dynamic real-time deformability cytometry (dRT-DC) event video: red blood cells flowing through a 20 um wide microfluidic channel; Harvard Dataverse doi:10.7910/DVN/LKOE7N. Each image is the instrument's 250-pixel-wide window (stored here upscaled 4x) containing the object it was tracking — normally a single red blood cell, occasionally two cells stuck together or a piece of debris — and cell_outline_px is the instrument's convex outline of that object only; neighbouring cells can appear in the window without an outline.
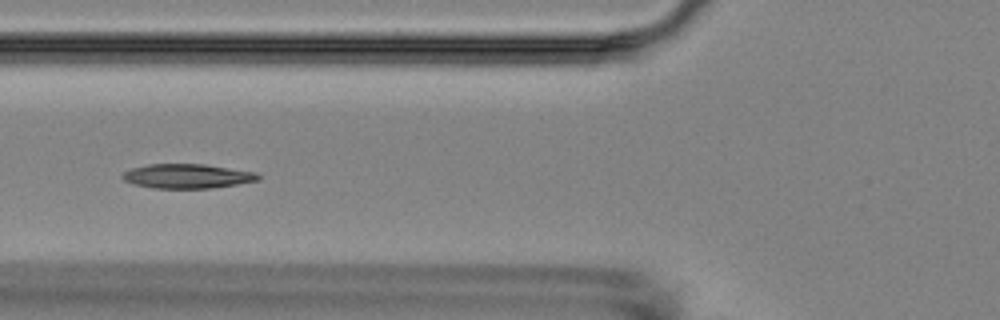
{"species": "Egyptian fruit bat (a non-hibernating species)", "species_latin": "Rousettus aegyptiacus", "temperature_condition": "room temperature", "stored_images_in_passage": 15, "camera_frame_rate_fps": 3000, "um_per_image_px": 0.085, "animal": {"sex": "female"}, "frame": {"image": 1, "passage_image": 7, "time_ms": 6.667, "image_size_px": [1000, 320], "cell_outline_px": [[260, 180], [212, 188], [152, 188], [132, 184], [124, 180], [120, 176], [124, 172], [132, 168], [148, 164], [204, 164], [256, 172], [260, 176]], "centroid_in_image_um": [15.89, 14.97], "position_along_channel_um": 109.9, "area_um2": 19.31}}
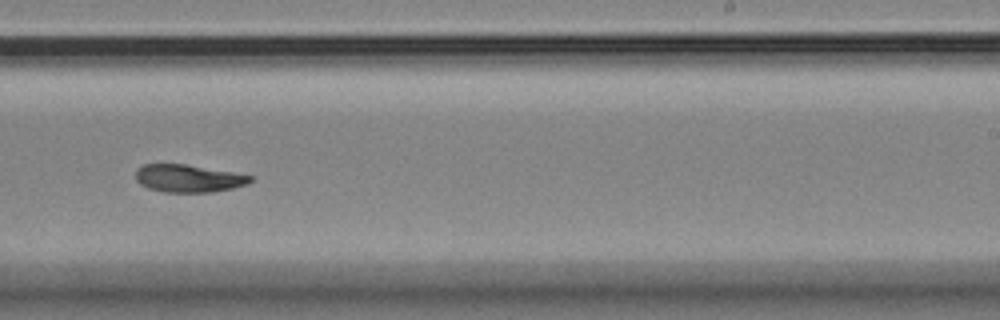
{"frame": {"image": 2, "passage_image": 11, "time_ms": 11.333, "image_size_px": [1000, 320], "cell_outline_px": [[252, 180], [248, 184], [232, 188], [212, 192], [164, 192], [148, 188], [140, 184], [136, 180], [136, 168], [144, 164], [184, 164], [232, 172], [252, 176]], "centroid_in_image_um": [15.99, 15.16], "position_along_channel_um": 273.0, "area_um2": 18.38}}
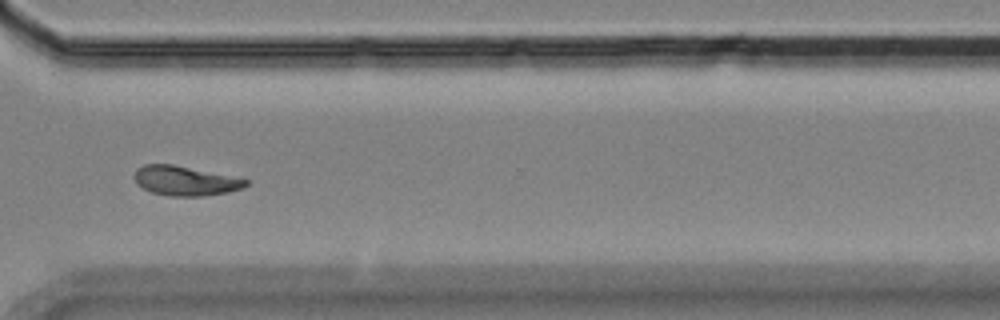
{"frame": {"image": 3, "passage_image": 13, "time_ms": 13.667, "image_size_px": [1000, 320], "cell_outline_px": [[248, 184], [244, 188], [228, 192], [204, 196], [168, 196], [152, 192], [136, 184], [132, 176], [136, 168], [144, 164], [172, 164], [248, 180]], "centroid_in_image_um": [15.68, 15.37], "position_along_channel_um": 354.9, "area_um2": 19.13}}